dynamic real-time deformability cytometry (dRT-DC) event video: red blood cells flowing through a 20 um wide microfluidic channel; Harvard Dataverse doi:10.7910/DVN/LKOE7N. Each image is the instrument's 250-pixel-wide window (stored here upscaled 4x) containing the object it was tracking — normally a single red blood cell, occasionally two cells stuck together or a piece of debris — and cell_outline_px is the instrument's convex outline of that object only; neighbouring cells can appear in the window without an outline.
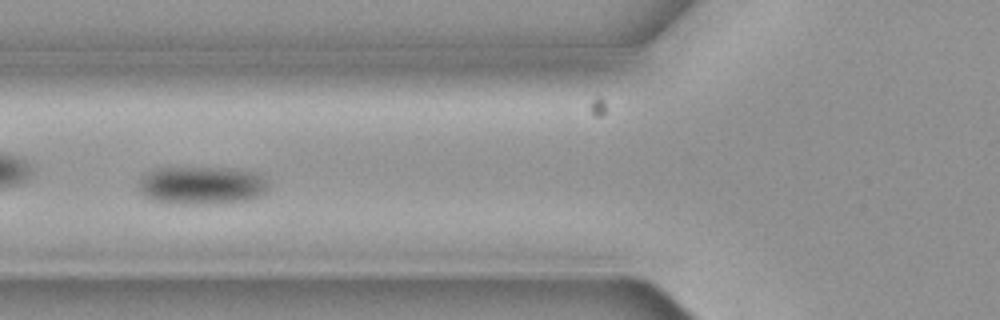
{"species": "common noctule bat (a hibernating species)", "species_latin": "Nyctalus noctula", "temperature_condition": "cold", "stored_images_in_passage": 15, "camera_frame_rate_fps": 3000, "um_per_image_px": 0.085, "animal": {"sex": "female", "body_mass_g": 19.3, "forearm_length_mm": 54.1}, "frame": {"image": 1, "passage_image": 5, "time_ms": 1.333, "image_size_px": [1000, 320], "cell_outline_px": [[268, 188], [264, 192], [248, 200], [204, 204], [180, 204], [152, 200], [144, 196], [140, 192], [140, 180], [144, 176], [156, 168], [236, 168], [256, 172], [264, 176], [268, 184]], "centroid_in_image_um": [17.18, 15.75], "position_along_channel_um": 108.6, "area_um2": 28.67}}
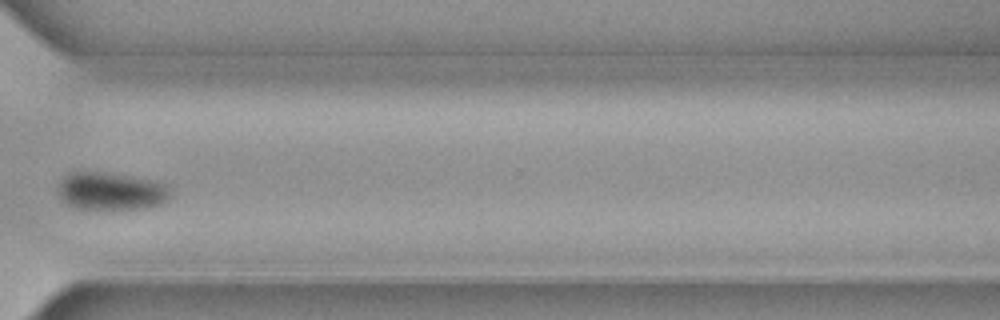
{"frame": {"image": 2, "passage_image": 11, "time_ms": 3.333, "image_size_px": [1000, 320], "cell_outline_px": [[172, 196], [168, 200], [160, 204], [148, 208], [96, 212], [72, 208], [60, 196], [56, 188], [56, 184], [64, 176], [76, 168], [104, 172], [128, 176], [148, 180], [164, 184], [168, 188]], "centroid_in_image_um": [9.33, 16.28], "position_along_channel_um": 361.3, "area_um2": 26.07}}